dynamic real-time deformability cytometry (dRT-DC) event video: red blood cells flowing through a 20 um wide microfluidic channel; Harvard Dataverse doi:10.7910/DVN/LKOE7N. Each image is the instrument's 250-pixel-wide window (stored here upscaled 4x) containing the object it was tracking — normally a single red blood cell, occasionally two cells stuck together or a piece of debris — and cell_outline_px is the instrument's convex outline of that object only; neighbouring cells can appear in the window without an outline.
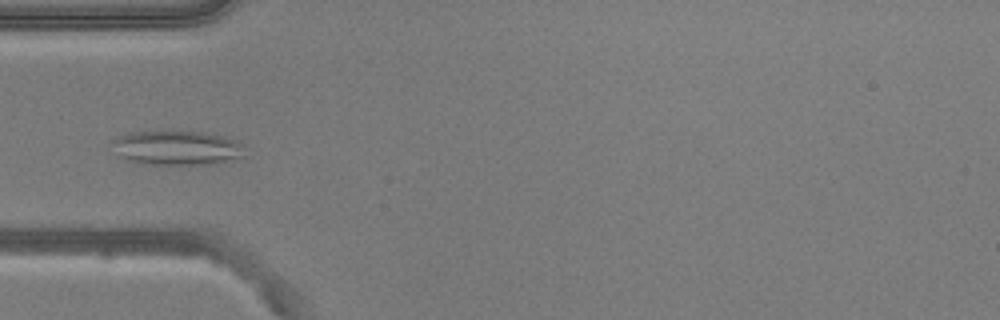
{"species": "common noctule bat (a hibernating species)", "species_latin": "Nyctalus noctula", "temperature_condition": "warm", "stored_images_in_passage": 52, "camera_frame_rate_fps": 3000, "um_per_image_px": 0.085, "animal": {"sex": "male", "body_mass_g": 20.5, "forearm_length_mm": 52.5}, "frame": {"image": 1, "passage_image": 16, "time_ms": 5.0, "image_size_px": [1000, 320], "cell_outline_px": [[248, 156], [216, 164], [144, 164], [128, 160], [120, 156], [112, 140], [128, 132], [204, 132], [224, 136], [236, 140], [244, 144]], "centroid_in_image_um": [15.17, 12.58], "position_along_channel_um": 69.8, "area_um2": 26.65}, "authors_computed_cell_mechanics": {"area_um2": 26.7903, "velocity_mm_per_s": 3.8127, "shape_relaxation_time_tau1_ms": null, "shape_relaxation_time_tau2_ms": 2.0323, "deformation_change_tau1": null, "deformation_change_tau2": 0.0743}}